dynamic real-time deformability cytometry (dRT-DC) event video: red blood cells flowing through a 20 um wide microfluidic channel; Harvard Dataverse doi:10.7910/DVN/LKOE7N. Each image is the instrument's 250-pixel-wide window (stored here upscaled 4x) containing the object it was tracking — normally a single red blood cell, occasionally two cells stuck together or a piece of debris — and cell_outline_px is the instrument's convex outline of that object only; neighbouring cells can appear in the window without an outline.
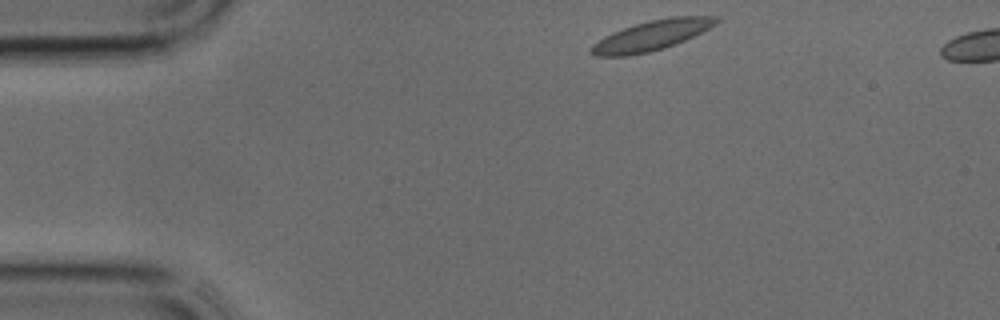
{"species": "common noctule bat (a hibernating species)", "species_latin": "Nyctalus noctula", "temperature_condition": "cold", "stored_images_in_passage": 2, "camera_frame_rate_fps": 3000, "um_per_image_px": 0.085, "animal": {"sex": "male", "body_mass_g": 17.9, "forearm_length_mm": 54.2}, "frame": {"image": 1, "passage_image": 1, "time_ms": 0.0, "image_size_px": [1000, 320], "cell_outline_px": [[720, 20], [716, 24], [684, 40], [664, 48], [648, 52], [628, 56], [596, 56], [588, 52], [588, 48], [592, 44], [604, 36], [612, 32], [648, 20], [668, 16], [720, 16]], "centroid_in_image_um": [55.34, 3.01], "position_along_channel_um": 29.7, "area_um2": 21.91}}